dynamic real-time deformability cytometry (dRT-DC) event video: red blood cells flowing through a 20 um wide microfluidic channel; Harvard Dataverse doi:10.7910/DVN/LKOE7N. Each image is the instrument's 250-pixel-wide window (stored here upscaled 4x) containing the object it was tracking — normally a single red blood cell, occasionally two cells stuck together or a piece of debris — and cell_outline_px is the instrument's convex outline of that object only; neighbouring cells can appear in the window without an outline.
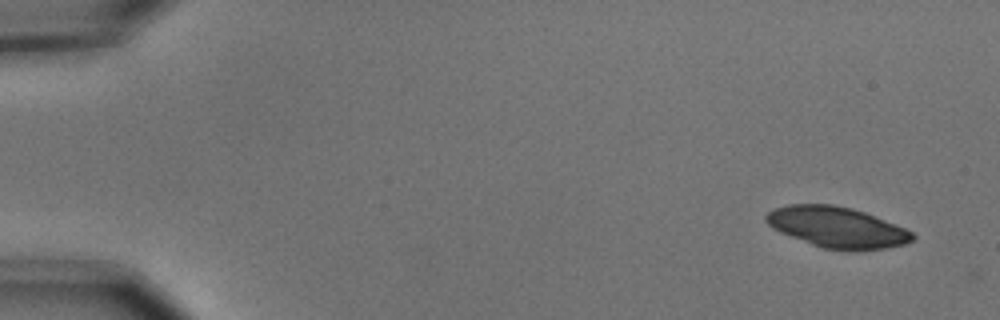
{"species": "common noctule bat (a hibernating species)", "species_latin": "Nyctalus noctula", "temperature_condition": "cold", "stored_images_in_passage": 2, "camera_frame_rate_fps": 3000, "um_per_image_px": 0.085, "animal": {"sex": "male", "body_mass_g": 15.6}, "frame": {"image": 1, "passage_image": 1, "time_ms": 0.0, "image_size_px": [1000, 320], "cell_outline_px": [[916, 236], [912, 240], [904, 244], [884, 248], [856, 252], [848, 252], [824, 248], [812, 244], [780, 232], [772, 228], [764, 220], [764, 216], [772, 208], [788, 204], [832, 204], [852, 208], [864, 212], [904, 228], [912, 232]], "centroid_in_image_um": [71.12, 19.32], "position_along_channel_um": 13.9, "area_um2": 34.97}}